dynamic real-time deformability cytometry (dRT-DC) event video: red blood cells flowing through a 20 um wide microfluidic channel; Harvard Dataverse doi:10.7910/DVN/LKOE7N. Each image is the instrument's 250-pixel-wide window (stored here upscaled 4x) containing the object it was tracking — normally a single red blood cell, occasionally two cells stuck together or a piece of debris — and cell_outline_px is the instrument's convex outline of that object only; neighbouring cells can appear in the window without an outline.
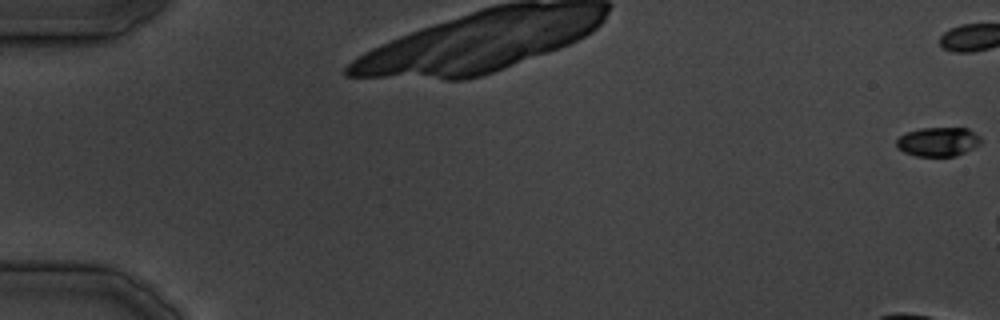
{"species": "common noctule bat (a hibernating species)", "species_latin": "Nyctalus noctula", "temperature_condition": "cold", "stored_images_in_passage": 3, "camera_frame_rate_fps": 3000, "um_per_image_px": 0.085, "animal": {"sex": "male", "body_mass_g": 19.5, "forearm_length_mm": 54.6}, "frame": {"image": 1, "passage_image": 1, "time_ms": 0.0, "image_size_px": [1000, 320], "cell_outline_px": [[980, 144], [956, 156], [916, 156], [904, 152], [896, 148], [896, 140], [900, 136], [908, 132], [920, 128], [968, 128], [980, 136]], "centroid_in_image_um": [79.72, 12.05], "position_along_channel_um": 5.3, "area_um2": 14.28}}